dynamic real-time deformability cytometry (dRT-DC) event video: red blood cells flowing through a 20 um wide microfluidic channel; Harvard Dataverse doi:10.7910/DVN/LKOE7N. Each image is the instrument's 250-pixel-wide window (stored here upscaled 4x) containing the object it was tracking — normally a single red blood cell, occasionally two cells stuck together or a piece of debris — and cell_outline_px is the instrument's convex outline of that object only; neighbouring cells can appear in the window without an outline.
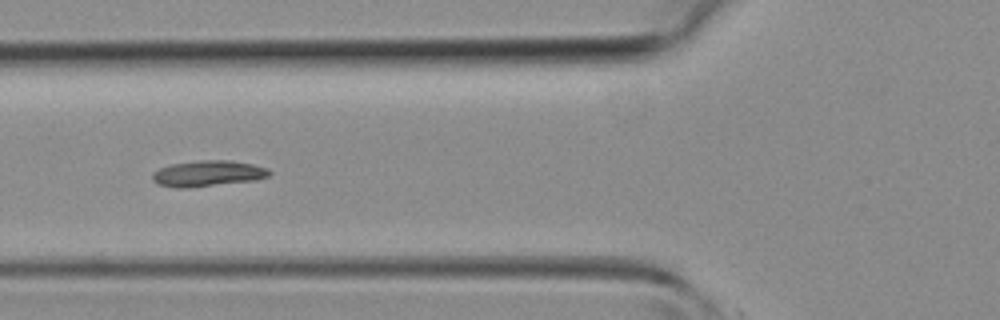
{"species": "common noctule bat (a hibernating species)", "species_latin": "Nyctalus noctula", "temperature_condition": "room temperature", "stored_images_in_passage": 44, "camera_frame_rate_fps": 3000, "um_per_image_px": 0.085, "animal": {"sex": "female", "body_mass_g": 19.3, "forearm_length_mm": 54.1}, "frame": {"image": 1, "passage_image": 17, "time_ms": 5.333, "image_size_px": [1000, 320], "cell_outline_px": [[272, 172], [268, 176], [256, 180], [188, 188], [176, 188], [156, 184], [152, 180], [152, 172], [160, 168], [172, 164], [200, 160], [232, 160], [252, 164], [268, 168]], "centroid_in_image_um": [17.66, 14.75], "position_along_channel_um": 108.1, "area_um2": 17.8}}
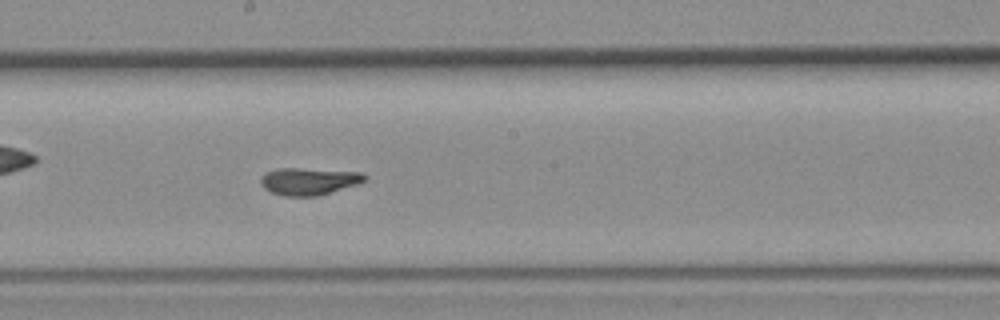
{"frame": {"image": 2, "passage_image": 24, "time_ms": 7.667, "image_size_px": [1000, 320], "cell_outline_px": [[368, 176], [360, 184], [316, 196], [284, 196], [272, 192], [264, 188], [260, 184], [260, 176], [264, 172], [276, 168], [300, 168], [360, 172]], "centroid_in_image_um": [26.22, 15.4], "position_along_channel_um": 222.0, "area_um2": 16.65}}
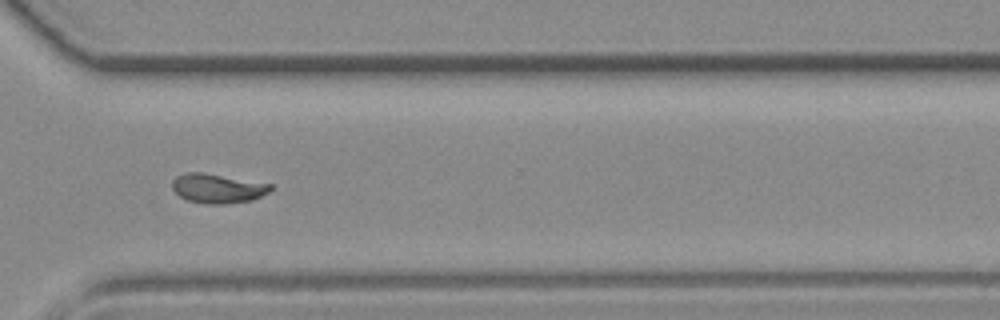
{"frame": {"image": 3, "passage_image": 32, "time_ms": 10.333, "image_size_px": [1000, 320], "cell_outline_px": [[272, 188], [268, 192], [252, 200], [228, 204], [208, 204], [188, 200], [180, 196], [172, 188], [172, 180], [176, 176], [184, 172], [204, 172], [272, 184]], "centroid_in_image_um": [18.48, 16.0], "position_along_channel_um": 352.1, "area_um2": 16.88}}